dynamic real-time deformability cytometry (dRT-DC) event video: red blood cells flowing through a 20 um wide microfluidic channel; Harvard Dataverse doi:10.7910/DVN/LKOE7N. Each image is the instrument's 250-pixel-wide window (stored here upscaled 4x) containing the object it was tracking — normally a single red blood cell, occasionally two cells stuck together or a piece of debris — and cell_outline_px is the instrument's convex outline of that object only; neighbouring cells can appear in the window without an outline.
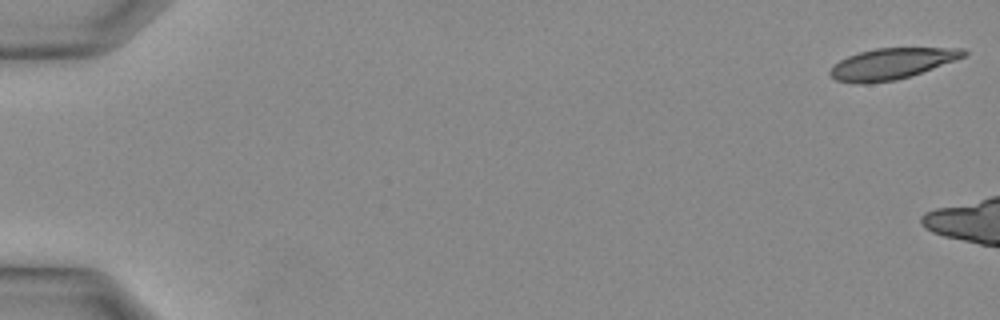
{"species": "Egyptian fruit bat (a non-hibernating species)", "species_latin": "Rousettus aegyptiacus", "temperature_condition": "warm", "stored_images_in_passage": 4, "camera_frame_rate_fps": 3000, "um_per_image_px": 0.085, "animal": {"sex": "female"}, "frame": {"image": 1, "passage_image": 1, "time_ms": 0.0, "image_size_px": [1000, 320], "cell_outline_px": [[968, 52], [964, 56], [956, 60], [896, 80], [864, 84], [836, 80], [828, 72], [840, 60], [848, 56], [860, 52], [876, 48], [964, 48]], "centroid_in_image_um": [75.8, 5.41], "position_along_channel_um": 9.2, "area_um2": 23.7}}